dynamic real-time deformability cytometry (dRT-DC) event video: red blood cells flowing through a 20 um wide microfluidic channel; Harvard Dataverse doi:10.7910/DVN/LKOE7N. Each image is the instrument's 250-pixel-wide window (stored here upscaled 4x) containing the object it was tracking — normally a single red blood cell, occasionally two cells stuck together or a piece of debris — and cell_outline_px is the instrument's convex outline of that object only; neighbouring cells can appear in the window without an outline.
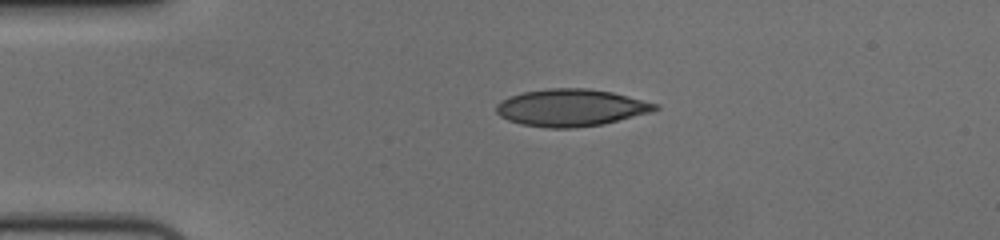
{"species": "human", "species_latin": "Homo sapiens", "temperature_condition": "cold", "stored_images_in_passage": 38, "camera_frame_rate_fps": 3000, "um_per_image_px": 0.085, "donor": {"sex": "female"}, "frame": {"image": 1, "passage_image": 1, "time_ms": 0.0, "image_size_px": [1000, 240], "cell_outline_px": [[660, 108], [652, 112], [600, 124], [572, 128], [548, 128], [520, 124], [508, 120], [500, 116], [496, 112], [496, 104], [500, 100], [508, 96], [524, 92], [548, 88], [588, 88], [612, 92], [660, 104]], "centroid_in_image_um": [48.51, 9.14], "position_along_channel_um": 36.5, "area_um2": 34.45}}
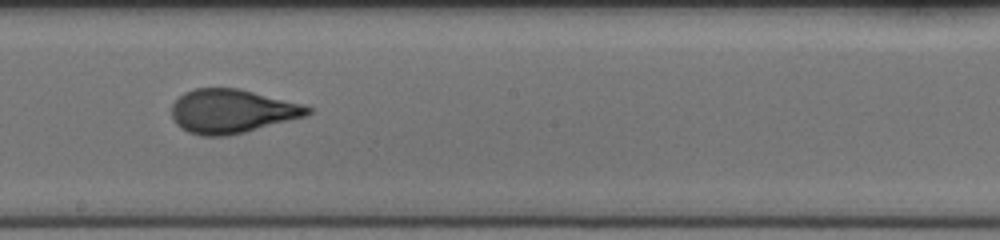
{"frame": {"image": 2, "passage_image": 20, "time_ms": 6.333, "image_size_px": [1000, 240], "cell_outline_px": [[312, 112], [308, 116], [228, 136], [200, 136], [188, 132], [180, 128], [176, 124], [172, 116], [172, 104], [184, 92], [196, 88], [240, 88], [308, 104], [312, 108]], "centroid_in_image_um": [19.77, 9.44], "position_along_channel_um": 228.4, "area_um2": 35.37}}
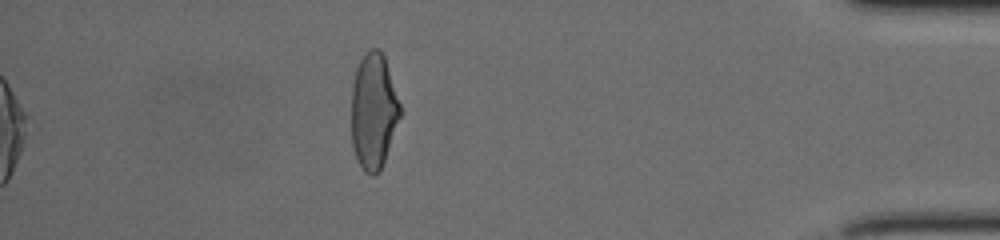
{"frame": {"image": 3, "passage_image": 38, "time_ms": 12.333, "image_size_px": [1000, 240], "cell_outline_px": [[400, 116], [380, 172], [372, 176], [364, 172], [356, 160], [352, 148], [352, 84], [356, 68], [360, 60], [372, 48], [380, 48], [384, 56], [400, 104]], "centroid_in_image_um": [31.73, 9.48], "position_along_channel_um": 403.5, "area_um2": 32.71}, "authors_computed_cell_mechanics": {"area_um2": 34.6511, "velocity_mm_per_s": 3.671, "shape_relaxation_time_tau1_ms": 4.752, "shape_relaxation_time_tau2_ms": 0.7082, "deformation_change_tau1": 0.1851, "deformation_change_tau2": 0.0574}}